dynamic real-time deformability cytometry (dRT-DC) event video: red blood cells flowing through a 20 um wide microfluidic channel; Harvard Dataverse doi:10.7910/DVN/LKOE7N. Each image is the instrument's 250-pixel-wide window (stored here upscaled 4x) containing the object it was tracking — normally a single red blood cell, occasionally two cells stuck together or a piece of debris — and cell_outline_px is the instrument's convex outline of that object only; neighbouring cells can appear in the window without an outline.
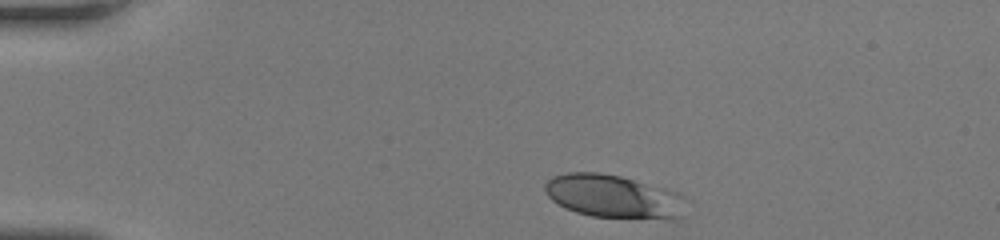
{"species": "human", "species_latin": "Homo sapiens", "temperature_condition": "room temperature", "stored_images_in_passage": 34, "camera_frame_rate_fps": 3000, "um_per_image_px": 0.085, "donor": {"sex": "female"}, "frame": {"image": 1, "passage_image": 1, "time_ms": 0.0, "image_size_px": [1000, 240], "cell_outline_px": [[668, 216], [592, 216], [576, 212], [552, 200], [548, 196], [544, 188], [548, 180], [556, 176], [572, 172], [592, 172], [620, 176], [632, 180], [640, 184]], "centroid_in_image_um": [51.17, 16.59], "position_along_channel_um": 33.8, "area_um2": 28.15}}
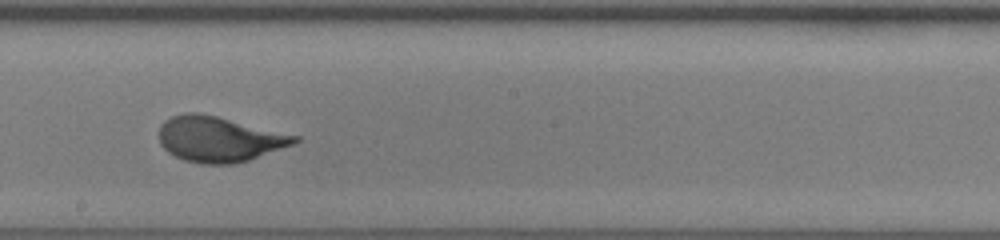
{"frame": {"image": 2, "passage_image": 20, "time_ms": 6.333, "image_size_px": [1000, 240], "cell_outline_px": [[300, 140], [292, 144], [248, 160], [228, 164], [208, 164], [188, 160], [176, 156], [168, 152], [160, 144], [160, 128], [172, 116], [216, 116], [300, 136]], "centroid_in_image_um": [18.69, 11.86], "position_along_channel_um": 229.5, "area_um2": 34.28}}
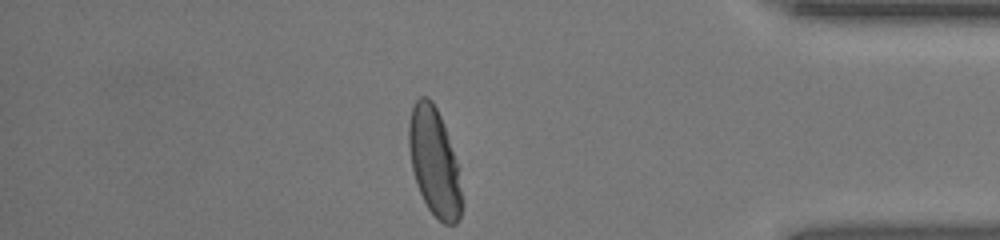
{"frame": {"image": 3, "passage_image": 34, "time_ms": 11.0, "image_size_px": [1000, 240], "cell_outline_px": [[460, 216], [456, 224], [444, 224], [428, 208], [420, 192], [412, 168], [408, 144], [408, 128], [412, 108], [416, 100], [420, 96], [424, 96], [432, 100], [440, 116], [456, 164], [460, 192]], "centroid_in_image_um": [36.86, 13.75], "position_along_channel_um": 398.3, "area_um2": 31.96}, "authors_computed_cell_mechanics": {"area_um2": 33.4373, "velocity_mm_per_s": 4.1621, "shape_relaxation_time_tau1_ms": 3.7183, "shape_relaxation_time_tau2_ms": null, "deformation_change_tau1": 0.1706, "deformation_change_tau2": null}}